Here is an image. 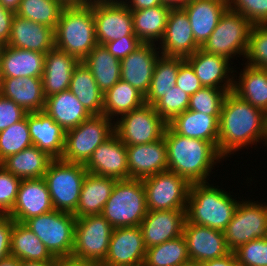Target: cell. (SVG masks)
Returning a JSON list of instances; mask_svg holds the SVG:
<instances>
[{"mask_svg": "<svg viewBox=\"0 0 267 266\" xmlns=\"http://www.w3.org/2000/svg\"><path fill=\"white\" fill-rule=\"evenodd\" d=\"M11 256L19 261H54L46 246L27 226L14 221L11 233Z\"/></svg>", "mask_w": 267, "mask_h": 266, "instance_id": "37", "label": "cell"}, {"mask_svg": "<svg viewBox=\"0 0 267 266\" xmlns=\"http://www.w3.org/2000/svg\"><path fill=\"white\" fill-rule=\"evenodd\" d=\"M208 182L191 184L186 207V220L224 231L231 221L239 200Z\"/></svg>", "mask_w": 267, "mask_h": 266, "instance_id": "3", "label": "cell"}, {"mask_svg": "<svg viewBox=\"0 0 267 266\" xmlns=\"http://www.w3.org/2000/svg\"><path fill=\"white\" fill-rule=\"evenodd\" d=\"M32 145L26 115L24 119L0 132V163Z\"/></svg>", "mask_w": 267, "mask_h": 266, "instance_id": "43", "label": "cell"}, {"mask_svg": "<svg viewBox=\"0 0 267 266\" xmlns=\"http://www.w3.org/2000/svg\"><path fill=\"white\" fill-rule=\"evenodd\" d=\"M114 133L126 145H140L154 142L164 136L167 122L156 112L152 105L140 108L116 118Z\"/></svg>", "mask_w": 267, "mask_h": 266, "instance_id": "11", "label": "cell"}, {"mask_svg": "<svg viewBox=\"0 0 267 266\" xmlns=\"http://www.w3.org/2000/svg\"><path fill=\"white\" fill-rule=\"evenodd\" d=\"M233 89L202 87L190 96L189 110L211 116H220L225 96Z\"/></svg>", "mask_w": 267, "mask_h": 266, "instance_id": "44", "label": "cell"}, {"mask_svg": "<svg viewBox=\"0 0 267 266\" xmlns=\"http://www.w3.org/2000/svg\"><path fill=\"white\" fill-rule=\"evenodd\" d=\"M252 26L241 13L227 8L201 49L229 60L237 54L245 58Z\"/></svg>", "mask_w": 267, "mask_h": 266, "instance_id": "9", "label": "cell"}, {"mask_svg": "<svg viewBox=\"0 0 267 266\" xmlns=\"http://www.w3.org/2000/svg\"><path fill=\"white\" fill-rule=\"evenodd\" d=\"M69 90L91 115H103L104 94L99 90L90 70L82 62L73 70Z\"/></svg>", "mask_w": 267, "mask_h": 266, "instance_id": "38", "label": "cell"}, {"mask_svg": "<svg viewBox=\"0 0 267 266\" xmlns=\"http://www.w3.org/2000/svg\"><path fill=\"white\" fill-rule=\"evenodd\" d=\"M190 0H161L162 5L168 6L171 9L182 8Z\"/></svg>", "mask_w": 267, "mask_h": 266, "instance_id": "60", "label": "cell"}, {"mask_svg": "<svg viewBox=\"0 0 267 266\" xmlns=\"http://www.w3.org/2000/svg\"><path fill=\"white\" fill-rule=\"evenodd\" d=\"M46 54L4 45L0 78L42 77Z\"/></svg>", "mask_w": 267, "mask_h": 266, "instance_id": "29", "label": "cell"}, {"mask_svg": "<svg viewBox=\"0 0 267 266\" xmlns=\"http://www.w3.org/2000/svg\"><path fill=\"white\" fill-rule=\"evenodd\" d=\"M114 227L101 215L76 219L72 259L103 263Z\"/></svg>", "mask_w": 267, "mask_h": 266, "instance_id": "10", "label": "cell"}, {"mask_svg": "<svg viewBox=\"0 0 267 266\" xmlns=\"http://www.w3.org/2000/svg\"><path fill=\"white\" fill-rule=\"evenodd\" d=\"M20 2H21V0H0V4L4 8H6V9H8L14 13H16L17 10L19 9Z\"/></svg>", "mask_w": 267, "mask_h": 266, "instance_id": "59", "label": "cell"}, {"mask_svg": "<svg viewBox=\"0 0 267 266\" xmlns=\"http://www.w3.org/2000/svg\"><path fill=\"white\" fill-rule=\"evenodd\" d=\"M14 220L8 214H0V261L11 256V233Z\"/></svg>", "mask_w": 267, "mask_h": 266, "instance_id": "53", "label": "cell"}, {"mask_svg": "<svg viewBox=\"0 0 267 266\" xmlns=\"http://www.w3.org/2000/svg\"><path fill=\"white\" fill-rule=\"evenodd\" d=\"M84 166L88 173L97 176L129 179L126 145L113 133L94 150Z\"/></svg>", "mask_w": 267, "mask_h": 266, "instance_id": "16", "label": "cell"}, {"mask_svg": "<svg viewBox=\"0 0 267 266\" xmlns=\"http://www.w3.org/2000/svg\"><path fill=\"white\" fill-rule=\"evenodd\" d=\"M171 8L159 5L132 11L133 32L142 43H152L163 38Z\"/></svg>", "mask_w": 267, "mask_h": 266, "instance_id": "36", "label": "cell"}, {"mask_svg": "<svg viewBox=\"0 0 267 266\" xmlns=\"http://www.w3.org/2000/svg\"><path fill=\"white\" fill-rule=\"evenodd\" d=\"M185 221L186 209L147 211L139 226L146 249L181 236Z\"/></svg>", "mask_w": 267, "mask_h": 266, "instance_id": "19", "label": "cell"}, {"mask_svg": "<svg viewBox=\"0 0 267 266\" xmlns=\"http://www.w3.org/2000/svg\"><path fill=\"white\" fill-rule=\"evenodd\" d=\"M175 86L179 87L190 96L203 87L196 76L194 69L183 58H179V71Z\"/></svg>", "mask_w": 267, "mask_h": 266, "instance_id": "50", "label": "cell"}, {"mask_svg": "<svg viewBox=\"0 0 267 266\" xmlns=\"http://www.w3.org/2000/svg\"><path fill=\"white\" fill-rule=\"evenodd\" d=\"M64 7L90 6L94 0H58Z\"/></svg>", "mask_w": 267, "mask_h": 266, "instance_id": "58", "label": "cell"}, {"mask_svg": "<svg viewBox=\"0 0 267 266\" xmlns=\"http://www.w3.org/2000/svg\"><path fill=\"white\" fill-rule=\"evenodd\" d=\"M234 253L239 266H267V237L242 244Z\"/></svg>", "mask_w": 267, "mask_h": 266, "instance_id": "47", "label": "cell"}, {"mask_svg": "<svg viewBox=\"0 0 267 266\" xmlns=\"http://www.w3.org/2000/svg\"><path fill=\"white\" fill-rule=\"evenodd\" d=\"M54 210L49 189L43 178L22 179L16 202L8 215L16 222L26 220Z\"/></svg>", "mask_w": 267, "mask_h": 266, "instance_id": "20", "label": "cell"}, {"mask_svg": "<svg viewBox=\"0 0 267 266\" xmlns=\"http://www.w3.org/2000/svg\"><path fill=\"white\" fill-rule=\"evenodd\" d=\"M81 62L90 70L103 94L121 79L120 60L103 45L95 46Z\"/></svg>", "mask_w": 267, "mask_h": 266, "instance_id": "34", "label": "cell"}, {"mask_svg": "<svg viewBox=\"0 0 267 266\" xmlns=\"http://www.w3.org/2000/svg\"><path fill=\"white\" fill-rule=\"evenodd\" d=\"M245 65L238 81L234 80L233 92L267 113V69Z\"/></svg>", "mask_w": 267, "mask_h": 266, "instance_id": "35", "label": "cell"}, {"mask_svg": "<svg viewBox=\"0 0 267 266\" xmlns=\"http://www.w3.org/2000/svg\"><path fill=\"white\" fill-rule=\"evenodd\" d=\"M114 133L112 119L92 115L77 127L66 131L62 160L85 165L94 150Z\"/></svg>", "mask_w": 267, "mask_h": 266, "instance_id": "8", "label": "cell"}, {"mask_svg": "<svg viewBox=\"0 0 267 266\" xmlns=\"http://www.w3.org/2000/svg\"><path fill=\"white\" fill-rule=\"evenodd\" d=\"M7 45L46 54L55 47L54 29L15 14Z\"/></svg>", "mask_w": 267, "mask_h": 266, "instance_id": "24", "label": "cell"}, {"mask_svg": "<svg viewBox=\"0 0 267 266\" xmlns=\"http://www.w3.org/2000/svg\"><path fill=\"white\" fill-rule=\"evenodd\" d=\"M228 8L241 13L253 25L267 24V0H228Z\"/></svg>", "mask_w": 267, "mask_h": 266, "instance_id": "48", "label": "cell"}, {"mask_svg": "<svg viewBox=\"0 0 267 266\" xmlns=\"http://www.w3.org/2000/svg\"><path fill=\"white\" fill-rule=\"evenodd\" d=\"M187 266H201L200 264H189Z\"/></svg>", "mask_w": 267, "mask_h": 266, "instance_id": "66", "label": "cell"}, {"mask_svg": "<svg viewBox=\"0 0 267 266\" xmlns=\"http://www.w3.org/2000/svg\"><path fill=\"white\" fill-rule=\"evenodd\" d=\"M228 0H190L182 9L188 15L196 44L201 48L216 28Z\"/></svg>", "mask_w": 267, "mask_h": 266, "instance_id": "25", "label": "cell"}, {"mask_svg": "<svg viewBox=\"0 0 267 266\" xmlns=\"http://www.w3.org/2000/svg\"><path fill=\"white\" fill-rule=\"evenodd\" d=\"M190 95L179 87L173 86L164 97L160 98L154 105L156 112L168 123L175 116L180 115L188 109Z\"/></svg>", "mask_w": 267, "mask_h": 266, "instance_id": "45", "label": "cell"}, {"mask_svg": "<svg viewBox=\"0 0 267 266\" xmlns=\"http://www.w3.org/2000/svg\"><path fill=\"white\" fill-rule=\"evenodd\" d=\"M142 42L137 36H124L118 40L106 43L104 46L109 53L119 60L134 52Z\"/></svg>", "mask_w": 267, "mask_h": 266, "instance_id": "52", "label": "cell"}, {"mask_svg": "<svg viewBox=\"0 0 267 266\" xmlns=\"http://www.w3.org/2000/svg\"><path fill=\"white\" fill-rule=\"evenodd\" d=\"M27 122L33 145L54 159L61 158L66 131L44 111L28 113Z\"/></svg>", "mask_w": 267, "mask_h": 266, "instance_id": "26", "label": "cell"}, {"mask_svg": "<svg viewBox=\"0 0 267 266\" xmlns=\"http://www.w3.org/2000/svg\"><path fill=\"white\" fill-rule=\"evenodd\" d=\"M142 182L148 211L186 209L191 184L185 178L164 170Z\"/></svg>", "mask_w": 267, "mask_h": 266, "instance_id": "12", "label": "cell"}, {"mask_svg": "<svg viewBox=\"0 0 267 266\" xmlns=\"http://www.w3.org/2000/svg\"><path fill=\"white\" fill-rule=\"evenodd\" d=\"M0 266H20V261L12 256L0 261Z\"/></svg>", "mask_w": 267, "mask_h": 266, "instance_id": "62", "label": "cell"}, {"mask_svg": "<svg viewBox=\"0 0 267 266\" xmlns=\"http://www.w3.org/2000/svg\"><path fill=\"white\" fill-rule=\"evenodd\" d=\"M54 158L32 145L0 163L7 172L20 179L43 178Z\"/></svg>", "mask_w": 267, "mask_h": 266, "instance_id": "33", "label": "cell"}, {"mask_svg": "<svg viewBox=\"0 0 267 266\" xmlns=\"http://www.w3.org/2000/svg\"><path fill=\"white\" fill-rule=\"evenodd\" d=\"M54 36L56 48L81 62L98 45L92 6L64 7Z\"/></svg>", "mask_w": 267, "mask_h": 266, "instance_id": "4", "label": "cell"}, {"mask_svg": "<svg viewBox=\"0 0 267 266\" xmlns=\"http://www.w3.org/2000/svg\"><path fill=\"white\" fill-rule=\"evenodd\" d=\"M219 119L220 116L187 109L167 125L179 135L211 142L218 149Z\"/></svg>", "mask_w": 267, "mask_h": 266, "instance_id": "30", "label": "cell"}, {"mask_svg": "<svg viewBox=\"0 0 267 266\" xmlns=\"http://www.w3.org/2000/svg\"><path fill=\"white\" fill-rule=\"evenodd\" d=\"M76 219L73 213L52 210L23 224L40 238L55 259H61L72 256Z\"/></svg>", "mask_w": 267, "mask_h": 266, "instance_id": "7", "label": "cell"}, {"mask_svg": "<svg viewBox=\"0 0 267 266\" xmlns=\"http://www.w3.org/2000/svg\"><path fill=\"white\" fill-rule=\"evenodd\" d=\"M265 133L266 113L233 91L228 92L219 119L218 151L221 156L229 157L247 145L265 141Z\"/></svg>", "mask_w": 267, "mask_h": 266, "instance_id": "1", "label": "cell"}, {"mask_svg": "<svg viewBox=\"0 0 267 266\" xmlns=\"http://www.w3.org/2000/svg\"><path fill=\"white\" fill-rule=\"evenodd\" d=\"M21 180L0 166V214H8L12 210Z\"/></svg>", "mask_w": 267, "mask_h": 266, "instance_id": "49", "label": "cell"}, {"mask_svg": "<svg viewBox=\"0 0 267 266\" xmlns=\"http://www.w3.org/2000/svg\"><path fill=\"white\" fill-rule=\"evenodd\" d=\"M201 266H239L234 251L229 254L212 260L204 261Z\"/></svg>", "mask_w": 267, "mask_h": 266, "instance_id": "55", "label": "cell"}, {"mask_svg": "<svg viewBox=\"0 0 267 266\" xmlns=\"http://www.w3.org/2000/svg\"><path fill=\"white\" fill-rule=\"evenodd\" d=\"M3 47H4V45L0 43V62H1V54H2Z\"/></svg>", "mask_w": 267, "mask_h": 266, "instance_id": "65", "label": "cell"}, {"mask_svg": "<svg viewBox=\"0 0 267 266\" xmlns=\"http://www.w3.org/2000/svg\"><path fill=\"white\" fill-rule=\"evenodd\" d=\"M131 10H140L162 5L161 0H121ZM128 1V2H127ZM130 3V4H129Z\"/></svg>", "mask_w": 267, "mask_h": 266, "instance_id": "56", "label": "cell"}, {"mask_svg": "<svg viewBox=\"0 0 267 266\" xmlns=\"http://www.w3.org/2000/svg\"><path fill=\"white\" fill-rule=\"evenodd\" d=\"M223 232L227 247L231 251L251 240L266 238L267 204L242 199Z\"/></svg>", "mask_w": 267, "mask_h": 266, "instance_id": "13", "label": "cell"}, {"mask_svg": "<svg viewBox=\"0 0 267 266\" xmlns=\"http://www.w3.org/2000/svg\"><path fill=\"white\" fill-rule=\"evenodd\" d=\"M0 94L27 113L44 111L46 98L41 77L0 78Z\"/></svg>", "mask_w": 267, "mask_h": 266, "instance_id": "28", "label": "cell"}, {"mask_svg": "<svg viewBox=\"0 0 267 266\" xmlns=\"http://www.w3.org/2000/svg\"><path fill=\"white\" fill-rule=\"evenodd\" d=\"M15 13L0 4V43L7 45L9 42L12 20Z\"/></svg>", "mask_w": 267, "mask_h": 266, "instance_id": "54", "label": "cell"}, {"mask_svg": "<svg viewBox=\"0 0 267 266\" xmlns=\"http://www.w3.org/2000/svg\"><path fill=\"white\" fill-rule=\"evenodd\" d=\"M264 144L267 146V113H266V133H265V143Z\"/></svg>", "mask_w": 267, "mask_h": 266, "instance_id": "63", "label": "cell"}, {"mask_svg": "<svg viewBox=\"0 0 267 266\" xmlns=\"http://www.w3.org/2000/svg\"><path fill=\"white\" fill-rule=\"evenodd\" d=\"M245 58V64L267 69V24L252 26Z\"/></svg>", "mask_w": 267, "mask_h": 266, "instance_id": "46", "label": "cell"}, {"mask_svg": "<svg viewBox=\"0 0 267 266\" xmlns=\"http://www.w3.org/2000/svg\"><path fill=\"white\" fill-rule=\"evenodd\" d=\"M185 60L194 69L195 74L203 87L233 89L235 76L233 77L232 75L230 78L228 75L234 72V70H232L233 68H230L228 58L208 53L199 48Z\"/></svg>", "mask_w": 267, "mask_h": 266, "instance_id": "23", "label": "cell"}, {"mask_svg": "<svg viewBox=\"0 0 267 266\" xmlns=\"http://www.w3.org/2000/svg\"><path fill=\"white\" fill-rule=\"evenodd\" d=\"M146 247L139 226L114 228L104 266H138L144 263Z\"/></svg>", "mask_w": 267, "mask_h": 266, "instance_id": "17", "label": "cell"}, {"mask_svg": "<svg viewBox=\"0 0 267 266\" xmlns=\"http://www.w3.org/2000/svg\"><path fill=\"white\" fill-rule=\"evenodd\" d=\"M116 179L87 173L82 184L76 218L101 214L112 194Z\"/></svg>", "mask_w": 267, "mask_h": 266, "instance_id": "31", "label": "cell"}, {"mask_svg": "<svg viewBox=\"0 0 267 266\" xmlns=\"http://www.w3.org/2000/svg\"><path fill=\"white\" fill-rule=\"evenodd\" d=\"M63 9L58 0H21L15 14L55 30Z\"/></svg>", "mask_w": 267, "mask_h": 266, "instance_id": "42", "label": "cell"}, {"mask_svg": "<svg viewBox=\"0 0 267 266\" xmlns=\"http://www.w3.org/2000/svg\"><path fill=\"white\" fill-rule=\"evenodd\" d=\"M121 1V0H94V2Z\"/></svg>", "mask_w": 267, "mask_h": 266, "instance_id": "64", "label": "cell"}, {"mask_svg": "<svg viewBox=\"0 0 267 266\" xmlns=\"http://www.w3.org/2000/svg\"><path fill=\"white\" fill-rule=\"evenodd\" d=\"M98 45H105L133 32L132 11L123 1L94 2L92 5Z\"/></svg>", "mask_w": 267, "mask_h": 266, "instance_id": "14", "label": "cell"}, {"mask_svg": "<svg viewBox=\"0 0 267 266\" xmlns=\"http://www.w3.org/2000/svg\"><path fill=\"white\" fill-rule=\"evenodd\" d=\"M53 266H104L99 262L79 261L72 258L55 259Z\"/></svg>", "mask_w": 267, "mask_h": 266, "instance_id": "57", "label": "cell"}, {"mask_svg": "<svg viewBox=\"0 0 267 266\" xmlns=\"http://www.w3.org/2000/svg\"><path fill=\"white\" fill-rule=\"evenodd\" d=\"M54 261H20V266H53Z\"/></svg>", "mask_w": 267, "mask_h": 266, "instance_id": "61", "label": "cell"}, {"mask_svg": "<svg viewBox=\"0 0 267 266\" xmlns=\"http://www.w3.org/2000/svg\"><path fill=\"white\" fill-rule=\"evenodd\" d=\"M129 178L143 179L168 170L164 136L151 143L126 146Z\"/></svg>", "mask_w": 267, "mask_h": 266, "instance_id": "22", "label": "cell"}, {"mask_svg": "<svg viewBox=\"0 0 267 266\" xmlns=\"http://www.w3.org/2000/svg\"><path fill=\"white\" fill-rule=\"evenodd\" d=\"M142 179L117 180L101 215L114 227L140 226L147 214Z\"/></svg>", "mask_w": 267, "mask_h": 266, "instance_id": "5", "label": "cell"}, {"mask_svg": "<svg viewBox=\"0 0 267 266\" xmlns=\"http://www.w3.org/2000/svg\"><path fill=\"white\" fill-rule=\"evenodd\" d=\"M191 264L183 235L146 249L144 266H187Z\"/></svg>", "mask_w": 267, "mask_h": 266, "instance_id": "40", "label": "cell"}, {"mask_svg": "<svg viewBox=\"0 0 267 266\" xmlns=\"http://www.w3.org/2000/svg\"><path fill=\"white\" fill-rule=\"evenodd\" d=\"M44 112L65 131L92 116L70 90L46 97Z\"/></svg>", "mask_w": 267, "mask_h": 266, "instance_id": "32", "label": "cell"}, {"mask_svg": "<svg viewBox=\"0 0 267 266\" xmlns=\"http://www.w3.org/2000/svg\"><path fill=\"white\" fill-rule=\"evenodd\" d=\"M158 49L160 48H156V44L142 43L134 52L120 60L121 80L128 82L144 96L149 91L154 67L161 55Z\"/></svg>", "mask_w": 267, "mask_h": 266, "instance_id": "21", "label": "cell"}, {"mask_svg": "<svg viewBox=\"0 0 267 266\" xmlns=\"http://www.w3.org/2000/svg\"><path fill=\"white\" fill-rule=\"evenodd\" d=\"M83 164L53 159L43 176L49 189L54 210L74 213L79 203L83 181L87 174Z\"/></svg>", "mask_w": 267, "mask_h": 266, "instance_id": "6", "label": "cell"}, {"mask_svg": "<svg viewBox=\"0 0 267 266\" xmlns=\"http://www.w3.org/2000/svg\"><path fill=\"white\" fill-rule=\"evenodd\" d=\"M28 113L13 100L0 94V132L24 119Z\"/></svg>", "mask_w": 267, "mask_h": 266, "instance_id": "51", "label": "cell"}, {"mask_svg": "<svg viewBox=\"0 0 267 266\" xmlns=\"http://www.w3.org/2000/svg\"><path fill=\"white\" fill-rule=\"evenodd\" d=\"M145 104V96L128 82L119 80L104 94L103 115L113 120L114 116L131 112Z\"/></svg>", "mask_w": 267, "mask_h": 266, "instance_id": "39", "label": "cell"}, {"mask_svg": "<svg viewBox=\"0 0 267 266\" xmlns=\"http://www.w3.org/2000/svg\"><path fill=\"white\" fill-rule=\"evenodd\" d=\"M159 43L162 55L183 59L200 48L193 36L188 15L182 8L170 10L164 35Z\"/></svg>", "mask_w": 267, "mask_h": 266, "instance_id": "18", "label": "cell"}, {"mask_svg": "<svg viewBox=\"0 0 267 266\" xmlns=\"http://www.w3.org/2000/svg\"><path fill=\"white\" fill-rule=\"evenodd\" d=\"M79 62L73 55L56 47L46 53L41 77L45 98L69 90L73 70Z\"/></svg>", "mask_w": 267, "mask_h": 266, "instance_id": "27", "label": "cell"}, {"mask_svg": "<svg viewBox=\"0 0 267 266\" xmlns=\"http://www.w3.org/2000/svg\"><path fill=\"white\" fill-rule=\"evenodd\" d=\"M164 139L167 145L168 170L185 178L190 184L207 182L213 165L222 161L223 157L211 142L184 137L175 133L168 125Z\"/></svg>", "mask_w": 267, "mask_h": 266, "instance_id": "2", "label": "cell"}, {"mask_svg": "<svg viewBox=\"0 0 267 266\" xmlns=\"http://www.w3.org/2000/svg\"><path fill=\"white\" fill-rule=\"evenodd\" d=\"M183 237L187 244L191 264L223 257L231 252L227 247L224 232L185 221Z\"/></svg>", "mask_w": 267, "mask_h": 266, "instance_id": "15", "label": "cell"}, {"mask_svg": "<svg viewBox=\"0 0 267 266\" xmlns=\"http://www.w3.org/2000/svg\"><path fill=\"white\" fill-rule=\"evenodd\" d=\"M179 71V58L160 55L156 61L149 91L145 96V103L154 105L164 97L168 90L176 85Z\"/></svg>", "mask_w": 267, "mask_h": 266, "instance_id": "41", "label": "cell"}]
</instances>
